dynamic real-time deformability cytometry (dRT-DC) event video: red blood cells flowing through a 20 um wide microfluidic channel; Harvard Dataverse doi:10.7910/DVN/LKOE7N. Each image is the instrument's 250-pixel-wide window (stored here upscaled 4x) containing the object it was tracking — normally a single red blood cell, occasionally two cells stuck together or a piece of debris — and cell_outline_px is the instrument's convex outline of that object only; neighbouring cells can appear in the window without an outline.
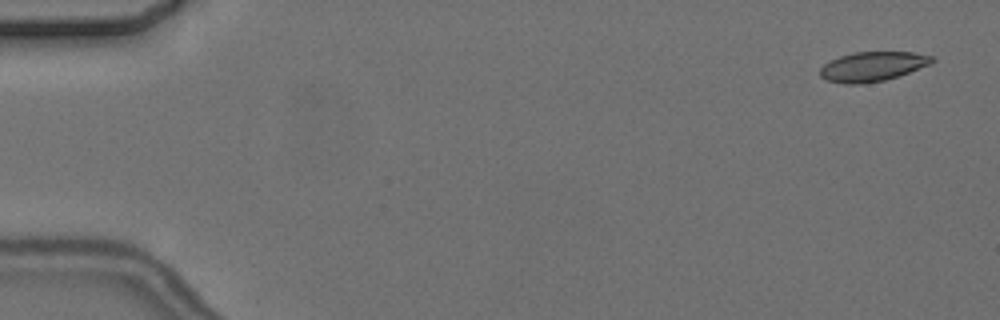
{"species": "common noctule bat (a hibernating species)", "species_latin": "Nyctalus noctula", "temperature_condition": "cold", "stored_images_in_passage": 5, "camera_frame_rate_fps": 3000, "um_per_image_px": 0.085, "animal": {"sex": "female", "body_mass_g": 24.6, "forearm_length_mm": 56.2}, "frame": {"image": 1, "passage_image": 1, "time_ms": 0.0, "image_size_px": [1000, 320], "cell_outline_px": [[936, 60], [932, 64], [884, 80], [860, 84], [844, 84], [828, 80], [820, 76], [820, 68], [824, 64], [840, 56], [852, 52], [912, 52], [932, 56]], "centroid_in_image_um": [74.17, 5.64], "position_along_channel_um": 10.8, "area_um2": 19.13}}